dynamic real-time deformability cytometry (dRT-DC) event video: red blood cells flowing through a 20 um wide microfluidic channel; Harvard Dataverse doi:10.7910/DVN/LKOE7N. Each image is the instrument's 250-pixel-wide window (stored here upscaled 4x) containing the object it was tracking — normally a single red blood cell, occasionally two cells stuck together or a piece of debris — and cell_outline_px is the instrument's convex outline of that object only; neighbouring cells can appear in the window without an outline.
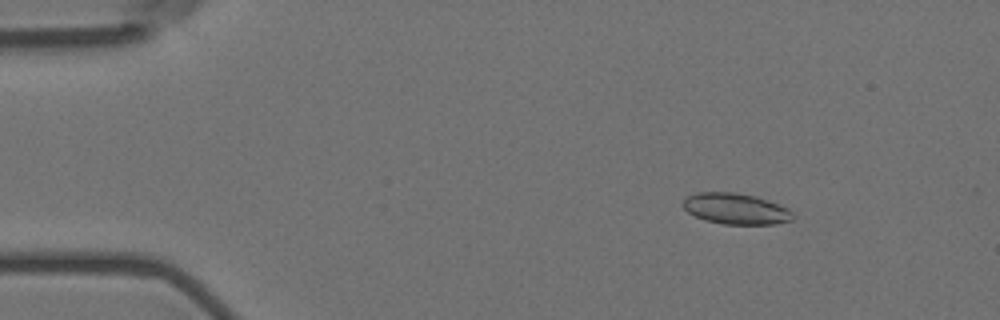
{"species": "Egyptian fruit bat (a non-hibernating species)", "species_latin": "Rousettus aegyptiacus", "temperature_condition": "room temperature", "stored_images_in_passage": 57, "camera_frame_rate_fps": 3000, "um_per_image_px": 0.085, "animal": {"sex": "female"}, "frame": {"image": 1, "passage_image": 8, "time_ms": 2.333, "image_size_px": [1000, 320], "cell_outline_px": [[796, 216], [792, 220], [776, 224], [724, 224], [704, 220], [688, 212], [680, 204], [688, 196], [696, 192], [736, 192], [756, 196], [788, 208]], "centroid_in_image_um": [62.54, 17.74], "position_along_channel_um": 22.5, "area_um2": 19.94}}
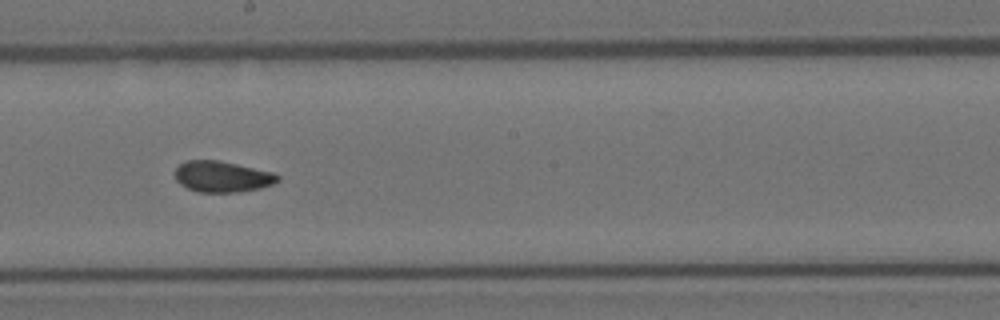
{"frame": {"image": 2, "passage_image": 32, "time_ms": 10.333, "image_size_px": [1000, 320], "cell_outline_px": [[280, 180], [272, 184], [260, 188], [240, 192], [196, 192], [180, 184], [176, 180], [176, 168], [184, 160], [220, 160], [272, 172], [280, 176]], "centroid_in_image_um": [18.88, 15.01], "position_along_channel_um": 229.3, "area_um2": 18.61}}
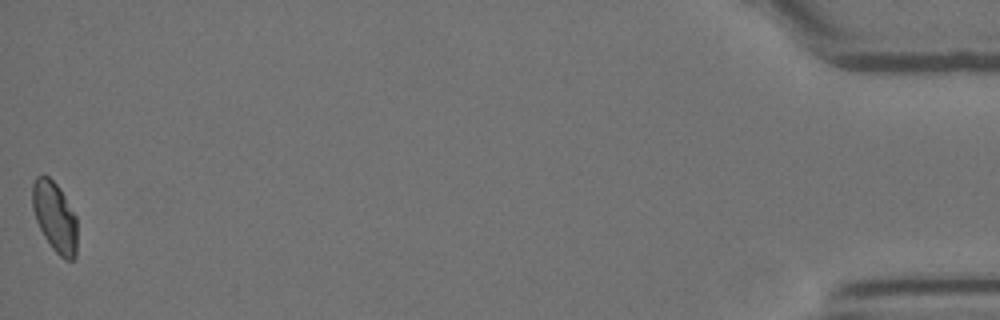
{"frame": {"image": 3, "passage_image": 57, "time_ms": 18.667, "image_size_px": [1000, 320], "cell_outline_px": [[76, 256], [72, 260], [64, 260], [52, 248], [44, 236], [36, 220], [32, 208], [32, 184], [36, 176], [44, 172], [60, 188], [76, 216]], "centroid_in_image_um": [4.64, 18.4], "position_along_channel_um": 430.6, "area_um2": 18.44}, "authors_computed_cell_mechanics": {"area_um2": 19.074, "velocity_mm_per_s": 3.5761, "shape_relaxation_time_tau1_ms": null, "shape_relaxation_time_tau2_ms": 2.1068, "deformation_change_tau1": null, "deformation_change_tau2": 0.0738}}